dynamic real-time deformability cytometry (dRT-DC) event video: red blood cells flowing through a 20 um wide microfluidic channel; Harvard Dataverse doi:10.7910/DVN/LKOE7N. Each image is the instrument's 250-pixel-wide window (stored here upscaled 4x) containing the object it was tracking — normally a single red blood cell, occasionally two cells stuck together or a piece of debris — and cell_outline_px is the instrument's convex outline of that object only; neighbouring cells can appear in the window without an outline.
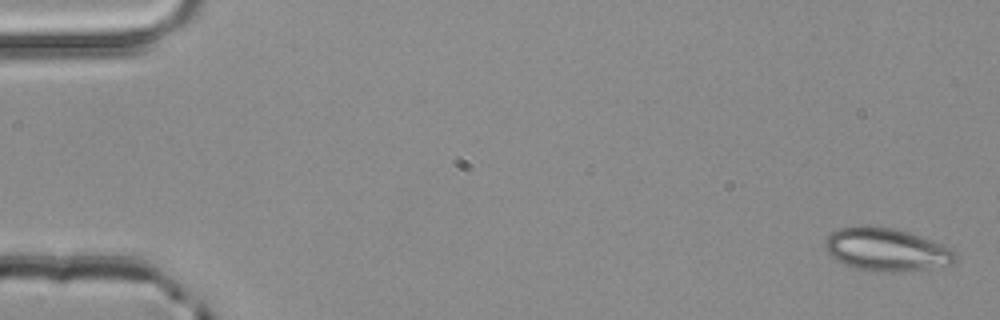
{"species": "common noctule bat (a hibernating species)", "species_latin": "Nyctalus noctula", "temperature_condition": "room temperature", "stored_images_in_passage": 4, "camera_frame_rate_fps": 3000, "um_per_image_px": 0.085, "animal": {"sex": "male", "body_mass_g": 20.4}, "frame": {"image": 1, "passage_image": 1, "time_ms": 0.0, "image_size_px": [1000, 320], "cell_outline_px": [[956, 256], [952, 264], [928, 268], [892, 272], [876, 272], [856, 268], [844, 264], [836, 260], [824, 248], [824, 244], [828, 236], [832, 232], [840, 228], [860, 224], [868, 224], [896, 228], [944, 244]], "centroid_in_image_um": [75.29, 21.18], "position_along_channel_um": 9.7, "area_um2": 32.71}}